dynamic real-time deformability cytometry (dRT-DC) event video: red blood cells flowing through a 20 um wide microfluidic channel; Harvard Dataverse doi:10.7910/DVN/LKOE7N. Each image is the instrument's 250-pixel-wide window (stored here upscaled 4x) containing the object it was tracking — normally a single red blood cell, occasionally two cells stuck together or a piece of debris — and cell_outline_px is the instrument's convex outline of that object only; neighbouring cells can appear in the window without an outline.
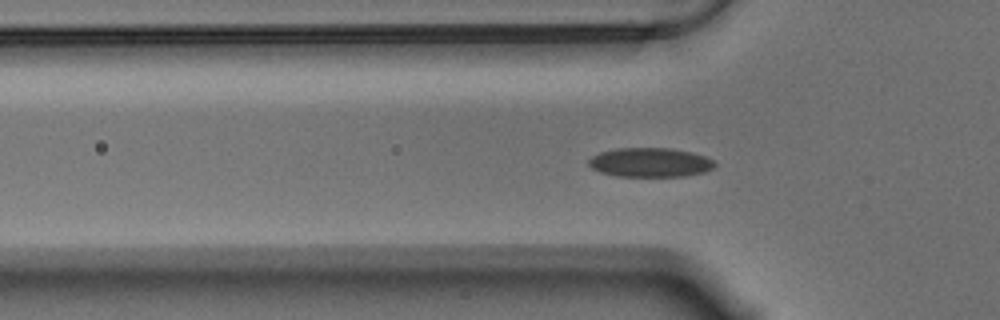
{"species": "Egyptian fruit bat (a non-hibernating species)", "species_latin": "Rousettus aegyptiacus", "temperature_condition": "warm", "stored_images_in_passage": 48, "camera_frame_rate_fps": 3000, "um_per_image_px": 0.085, "animal": {"sex": "male"}, "frame": {"image": 1, "passage_image": 8, "time_ms": 2.333, "image_size_px": [1000, 320], "cell_outline_px": [[716, 164], [712, 168], [704, 172], [684, 176], [616, 176], [600, 172], [592, 168], [588, 164], [588, 160], [592, 156], [600, 152], [616, 148], [672, 148], [692, 152], [704, 156], [712, 160]], "centroid_in_image_um": [55.24, 13.8], "position_along_channel_um": 70.6, "area_um2": 21.44}}
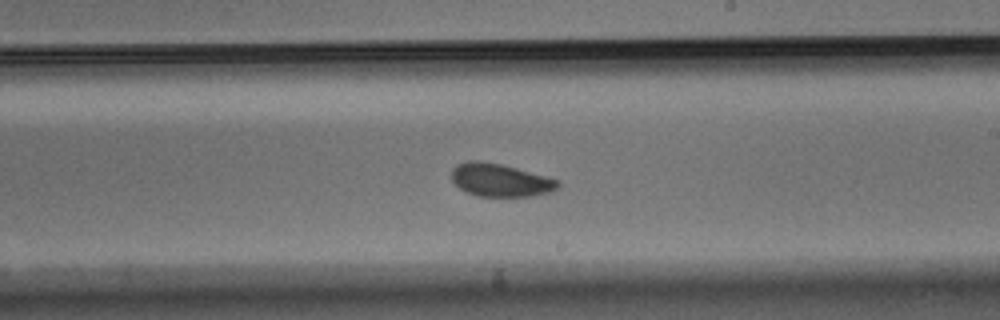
{"frame": {"image": 2, "passage_image": 23, "time_ms": 7.333, "image_size_px": [1000, 320], "cell_outline_px": [[560, 184], [556, 188], [548, 192], [532, 196], [476, 196], [460, 188], [452, 180], [452, 168], [456, 164], [468, 160], [480, 160], [500, 164], [516, 168], [560, 180]], "centroid_in_image_um": [42.49, 15.3], "position_along_channel_um": 246.5, "area_um2": 20.29}}
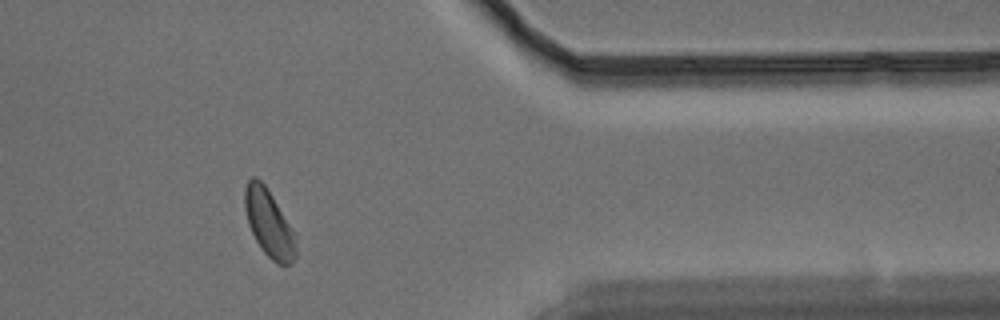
{"frame": {"image": 3, "passage_image": 37, "time_ms": 12.0, "image_size_px": [1000, 320], "cell_outline_px": [[296, 256], [292, 264], [276, 264], [264, 252], [256, 240], [248, 224], [244, 208], [244, 188], [248, 180], [252, 176], [256, 176], [264, 184], [272, 196], [296, 236]], "centroid_in_image_um": [22.84, 18.98], "position_along_channel_um": 388.6, "area_um2": 19.88}, "authors_computed_cell_mechanics": {"area_um2": 20.5768, "velocity_mm_per_s": 3.5011, "shape_relaxation_time_tau1_ms": 3.1402, "shape_relaxation_time_tau2_ms": 2.6245, "deformation_change_tau1": 0.0953, "deformation_change_tau2": 0.0677}}